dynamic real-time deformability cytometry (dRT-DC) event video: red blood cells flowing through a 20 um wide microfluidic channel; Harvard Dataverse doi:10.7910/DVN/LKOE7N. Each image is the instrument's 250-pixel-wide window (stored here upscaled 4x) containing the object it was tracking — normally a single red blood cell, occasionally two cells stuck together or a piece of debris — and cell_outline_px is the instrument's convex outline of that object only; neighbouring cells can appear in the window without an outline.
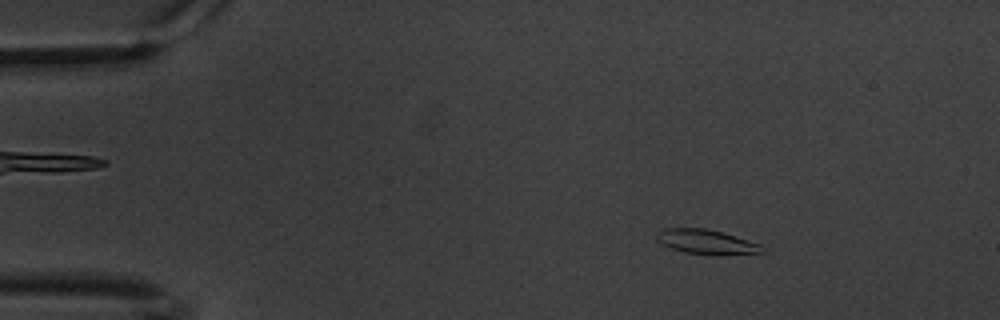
{"species": "common noctule bat (a hibernating species)", "species_latin": "Nyctalus noctula", "temperature_condition": "warm", "stored_images_in_passage": 60, "camera_frame_rate_fps": 3000, "um_per_image_px": 0.085, "animal": {"sex": "male", "body_mass_g": 20.1, "forearm_length_mm": 53.5}, "frame": {"image": 1, "passage_image": 9, "time_ms": 2.667, "image_size_px": [1000, 320], "cell_outline_px": [[764, 252], [684, 252], [660, 244], [656, 240], [656, 232], [664, 228], [704, 228], [720, 232], [760, 244], [764, 248]], "centroid_in_image_um": [59.89, 20.49], "position_along_channel_um": 25.1, "area_um2": 13.99}}
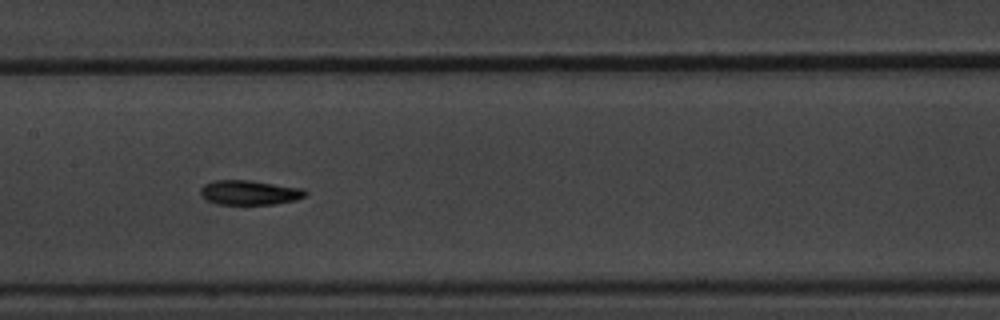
{"frame": {"image": 2, "passage_image": 30, "time_ms": 9.667, "image_size_px": [1000, 320], "cell_outline_px": [[308, 196], [296, 200], [276, 204], [216, 204], [200, 196], [200, 188], [204, 184], [212, 180], [252, 180], [304, 188], [308, 192]], "centroid_in_image_um": [21.24, 16.36], "position_along_channel_um": 186.2, "area_um2": 15.37}}
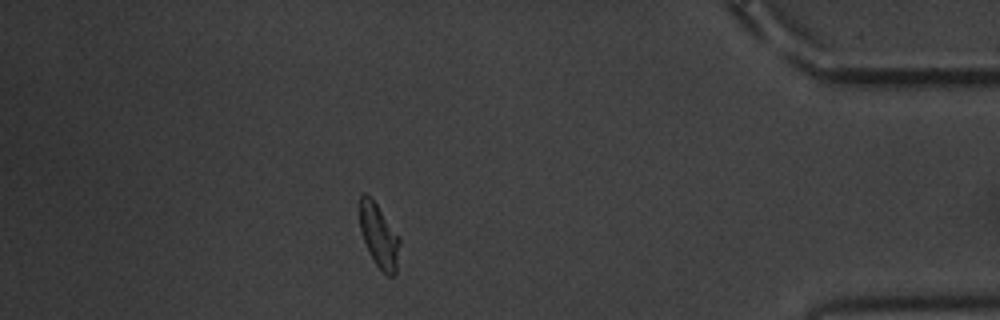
{"frame": {"image": 3, "passage_image": 53, "time_ms": 17.333, "image_size_px": [1000, 320], "cell_outline_px": [[400, 244], [396, 272], [392, 276], [388, 276], [376, 264], [360, 232], [360, 196], [364, 192], [376, 204], [400, 236]], "centroid_in_image_um": [32.23, 20.05], "position_along_channel_um": 403.0, "area_um2": 14.51}, "authors_computed_cell_mechanics": {"area_um2": 14.9702, "velocity_mm_per_s": 3.3572, "shape_relaxation_time_tau1_ms": 3.2, "shape_relaxation_time_tau2_ms": 7.0762, "deformation_change_tau1": 0.1348, "deformation_change_tau2": 0.1504}}